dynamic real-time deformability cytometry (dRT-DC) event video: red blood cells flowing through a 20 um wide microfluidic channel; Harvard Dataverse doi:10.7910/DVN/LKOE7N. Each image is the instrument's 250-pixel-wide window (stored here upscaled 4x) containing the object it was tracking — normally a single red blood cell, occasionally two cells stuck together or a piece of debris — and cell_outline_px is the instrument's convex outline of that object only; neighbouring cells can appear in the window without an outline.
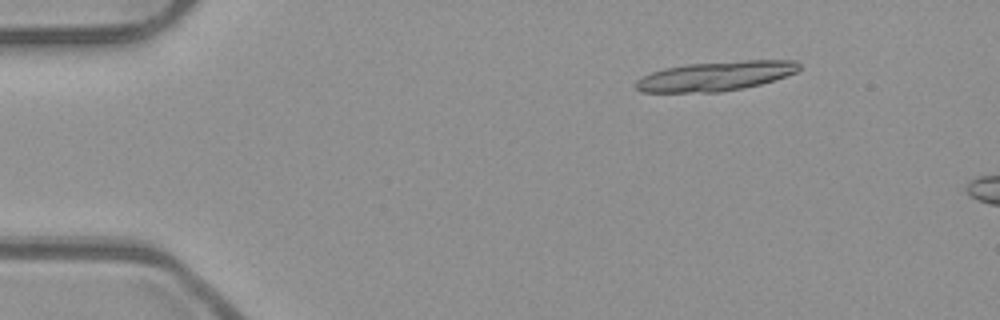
{"species": "common noctule bat (a hibernating species)", "species_latin": "Nyctalus noctula", "temperature_condition": "room temperature", "stored_images_in_passage": 10, "camera_frame_rate_fps": 3000, "um_per_image_px": 0.085, "animal": {"sex": "male", "body_mass_g": 23.1, "forearm_length_mm": 52.7}, "frame": {"image": 1, "passage_image": 5, "time_ms": 1.333, "image_size_px": [1000, 320], "cell_outline_px": [[800, 68], [796, 72], [760, 84], [744, 88], [720, 92], [640, 92], [636, 88], [636, 80], [652, 72], [664, 68], [688, 64], [744, 60], [796, 60], [800, 64]], "centroid_in_image_um": [60.83, 6.46], "position_along_channel_um": 24.2, "area_um2": 27.92}}